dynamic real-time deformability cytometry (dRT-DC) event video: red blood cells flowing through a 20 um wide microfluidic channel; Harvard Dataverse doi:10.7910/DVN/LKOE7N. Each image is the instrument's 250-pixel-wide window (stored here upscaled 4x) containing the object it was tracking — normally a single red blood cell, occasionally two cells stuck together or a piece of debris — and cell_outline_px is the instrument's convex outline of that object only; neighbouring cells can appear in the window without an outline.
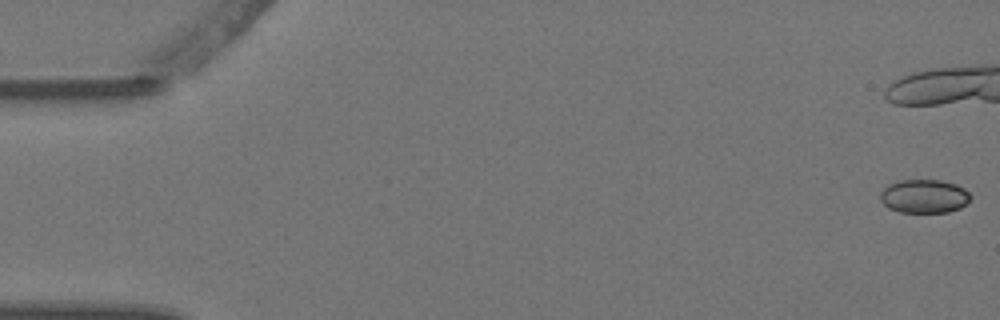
{"species": "Egyptian fruit bat (a non-hibernating species)", "species_latin": "Rousettus aegyptiacus", "temperature_condition": "warm", "stored_images_in_passage": 9, "camera_frame_rate_fps": 3000, "um_per_image_px": 0.085, "animal": {"sex": "female"}, "frame": {"image": 1, "passage_image": 1, "time_ms": 0.0, "image_size_px": [1000, 320], "cell_outline_px": [[972, 196], [960, 208], [948, 212], [900, 212], [888, 208], [880, 200], [880, 192], [888, 184], [900, 180], [940, 180], [956, 184], [964, 188]], "centroid_in_image_um": [78.53, 16.67], "position_along_channel_um": 6.5, "area_um2": 17.69}}